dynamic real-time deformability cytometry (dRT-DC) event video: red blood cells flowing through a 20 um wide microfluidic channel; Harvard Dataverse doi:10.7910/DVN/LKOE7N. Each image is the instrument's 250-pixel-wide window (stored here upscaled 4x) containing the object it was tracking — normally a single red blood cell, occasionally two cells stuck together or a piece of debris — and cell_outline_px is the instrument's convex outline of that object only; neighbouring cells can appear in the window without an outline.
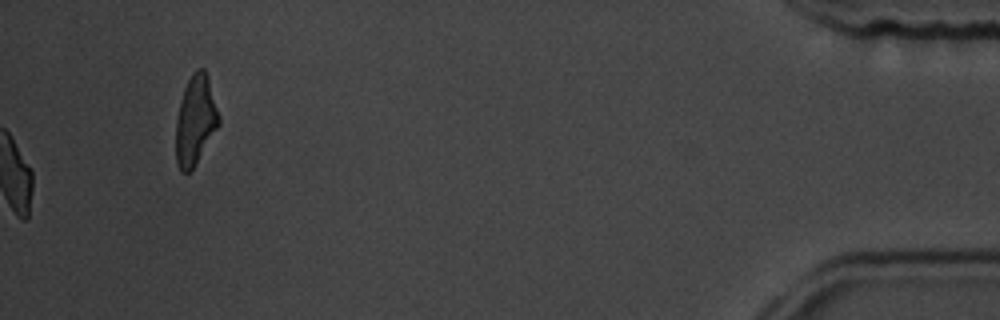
{"species": "common noctule bat (a hibernating species)", "species_latin": "Nyctalus noctula", "temperature_condition": "room temperature", "stored_images_in_passage": 55, "camera_frame_rate_fps": 3000, "um_per_image_px": 0.085, "animal": {"sex": "male", "body_mass_g": 19.5, "forearm_length_mm": 54.6}, "frame": {"image": 1, "passage_image": 55, "time_ms": 18.0, "image_size_px": [1000, 320], "cell_outline_px": [[220, 124], [192, 168], [188, 172], [180, 172], [176, 164], [176, 120], [180, 100], [184, 88], [192, 72], [196, 68], [204, 68], [208, 76], [220, 116]], "centroid_in_image_um": [16.61, 10.18], "position_along_channel_um": 418.6, "area_um2": 22.37}, "authors_computed_cell_mechanics": {"area_um2": 18.4382, "velocity_mm_per_s": 3.766, "shape_relaxation_time_tau1_ms": 3.1891, "shape_relaxation_time_tau2_ms": 1.7021, "deformation_change_tau1": 0.1291, "deformation_change_tau2": 0.0715}}